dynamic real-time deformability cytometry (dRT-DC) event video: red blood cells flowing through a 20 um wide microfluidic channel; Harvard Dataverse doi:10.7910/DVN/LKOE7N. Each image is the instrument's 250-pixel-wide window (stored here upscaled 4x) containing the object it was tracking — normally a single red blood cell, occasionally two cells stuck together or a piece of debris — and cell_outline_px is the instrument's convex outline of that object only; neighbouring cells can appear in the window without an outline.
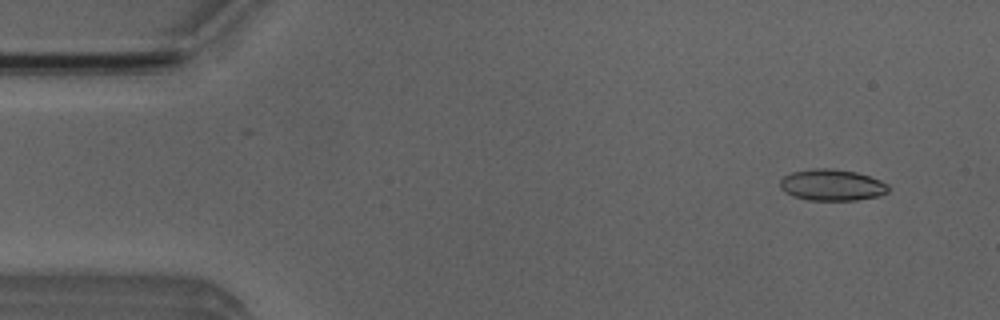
{"species": "Egyptian fruit bat (a non-hibernating species)", "species_latin": "Rousettus aegyptiacus", "temperature_condition": "room temperature", "stored_images_in_passage": 46, "camera_frame_rate_fps": 3000, "um_per_image_px": 0.085, "animal": {"sex": "male"}, "frame": {"image": 1, "passage_image": 2, "time_ms": 0.333, "image_size_px": [1000, 320], "cell_outline_px": [[888, 192], [880, 196], [856, 200], [808, 200], [792, 196], [784, 192], [780, 188], [780, 180], [784, 176], [792, 172], [812, 168], [832, 168], [856, 172], [880, 180], [888, 184]], "centroid_in_image_um": [70.7, 15.72], "position_along_channel_um": 14.3, "area_um2": 19.94}}
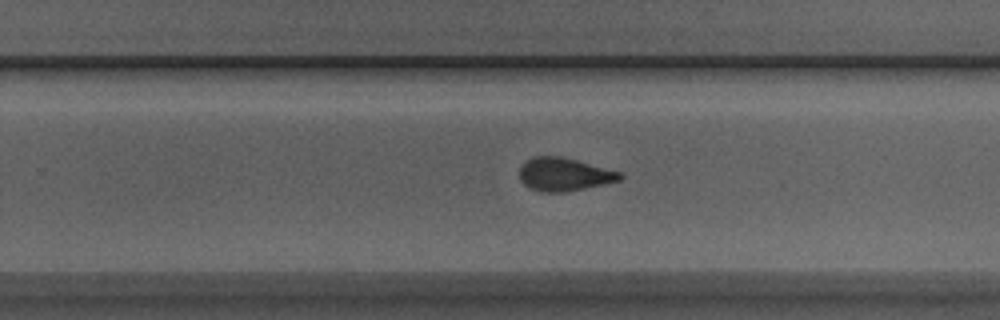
{"frame": {"image": 2, "passage_image": 30, "time_ms": 9.667, "image_size_px": [1000, 320], "cell_outline_px": [[624, 176], [620, 180], [604, 184], [568, 192], [540, 192], [528, 188], [520, 180], [520, 168], [528, 160], [536, 156], [560, 156], [624, 172]], "centroid_in_image_um": [47.99, 14.84], "position_along_channel_um": 281.8, "area_um2": 19.54}}
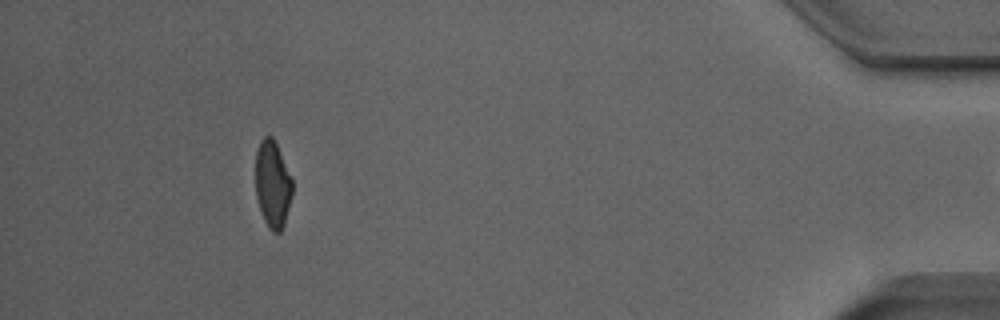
{"frame": {"image": 3, "passage_image": 45, "time_ms": 14.667, "image_size_px": [1000, 320], "cell_outline_px": [[292, 196], [284, 224], [280, 232], [272, 232], [268, 228], [264, 220], [256, 196], [256, 152], [260, 140], [264, 136], [272, 136], [280, 152], [292, 180]], "centroid_in_image_um": [23.17, 15.67], "position_along_channel_um": 412.0, "area_um2": 18.5}}